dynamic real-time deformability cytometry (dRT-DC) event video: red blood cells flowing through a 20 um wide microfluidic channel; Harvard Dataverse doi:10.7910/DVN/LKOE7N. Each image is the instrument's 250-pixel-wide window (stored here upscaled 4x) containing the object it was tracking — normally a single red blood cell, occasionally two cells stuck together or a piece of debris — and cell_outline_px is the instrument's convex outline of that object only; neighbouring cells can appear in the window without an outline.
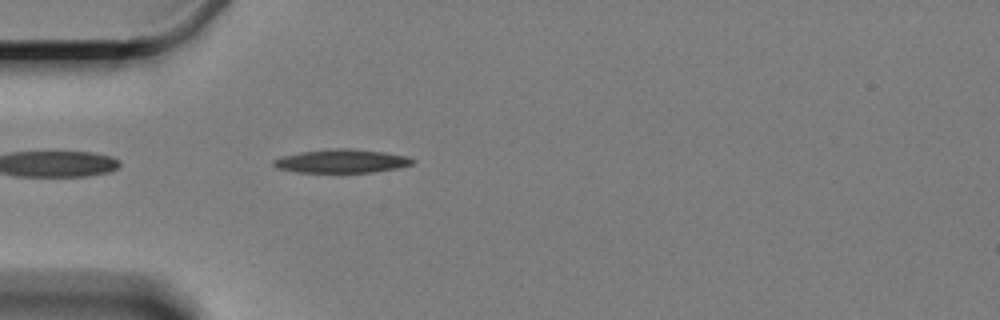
{"species": "Egyptian fruit bat (a non-hibernating species)", "species_latin": "Rousettus aegyptiacus", "temperature_condition": "cold", "stored_images_in_passage": 1, "camera_frame_rate_fps": 3000, "um_per_image_px": 0.085, "animal": {"sex": "female"}, "frame": {"image": 1, "passage_image": 1, "time_ms": 0.0, "image_size_px": [1000, 320], "cell_outline_px": [[416, 160], [412, 164], [400, 168], [372, 172], [296, 172], [276, 168], [272, 164], [272, 160], [280, 156], [300, 152], [332, 148], [352, 148], [384, 152], [408, 156]], "centroid_in_image_um": [29.03, 13.68], "position_along_channel_um": 56.0, "area_um2": 19.31}}